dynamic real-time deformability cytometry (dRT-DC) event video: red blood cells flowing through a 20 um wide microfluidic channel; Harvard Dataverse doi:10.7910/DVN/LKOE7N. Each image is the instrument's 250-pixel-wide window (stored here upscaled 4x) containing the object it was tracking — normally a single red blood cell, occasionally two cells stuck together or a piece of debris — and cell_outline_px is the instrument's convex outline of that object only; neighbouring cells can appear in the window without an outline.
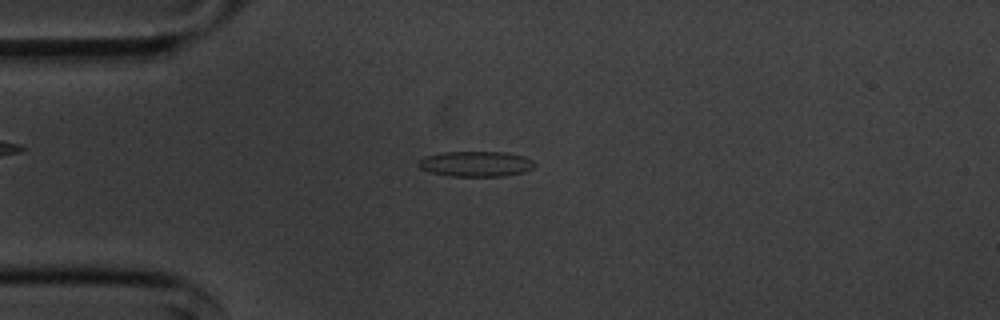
{"species": "common noctule bat (a hibernating species)", "species_latin": "Nyctalus noctula", "temperature_condition": "cold", "stored_images_in_passage": 55, "camera_frame_rate_fps": 3000, "um_per_image_px": 0.085, "animal": {"sex": "male", "body_mass_g": 20.1, "forearm_length_mm": 53.5}, "frame": {"image": 1, "passage_image": 14, "time_ms": 4.333, "image_size_px": [1000, 320], "cell_outline_px": [[536, 164], [532, 168], [524, 172], [504, 176], [448, 176], [432, 172], [420, 168], [416, 164], [424, 156], [440, 152], [504, 152], [524, 156], [532, 160]], "centroid_in_image_um": [40.44, 13.92], "position_along_channel_um": 44.6, "area_um2": 17.22}}
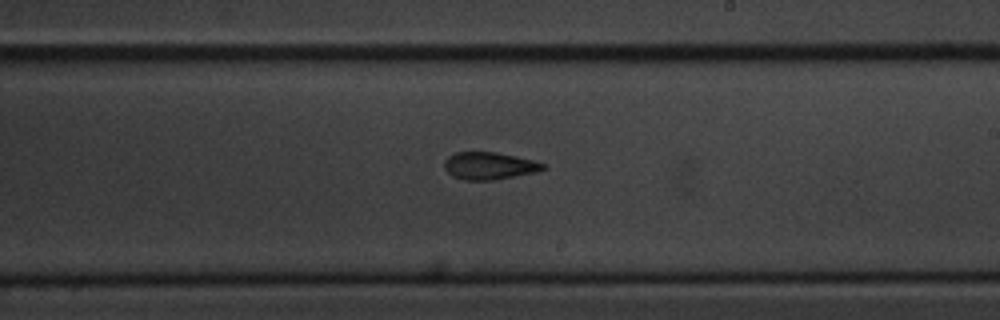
{"frame": {"image": 2, "passage_image": 32, "time_ms": 10.333, "image_size_px": [1000, 320], "cell_outline_px": [[548, 168], [536, 172], [492, 180], [464, 180], [452, 176], [444, 168], [444, 160], [448, 156], [456, 152], [496, 152], [516, 156], [532, 160], [544, 164]], "centroid_in_image_um": [41.57, 14.09], "position_along_channel_um": 247.4, "area_um2": 15.72}}
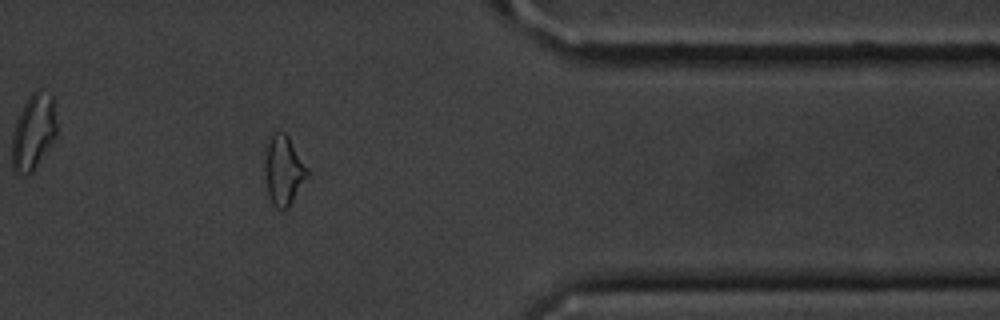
{"frame": {"image": 3, "passage_image": 45, "time_ms": 14.667, "image_size_px": [1000, 320], "cell_outline_px": [[308, 176], [288, 208], [276, 208], [272, 204], [268, 192], [264, 176], [264, 164], [268, 144], [272, 136], [276, 132], [284, 132], [288, 136], [308, 168]], "centroid_in_image_um": [24.1, 14.51], "position_along_channel_um": 387.3, "area_um2": 16.94}, "authors_computed_cell_mechanics": {"area_um2": 16.2996, "velocity_mm_per_s": 3.6439, "shape_relaxation_time_tau1_ms": 10.3966, "shape_relaxation_time_tau2_ms": 3.0283, "deformation_change_tau1": 0.2156, "deformation_change_tau2": 0.1042}}